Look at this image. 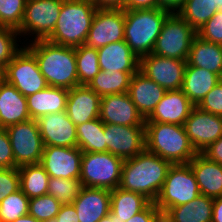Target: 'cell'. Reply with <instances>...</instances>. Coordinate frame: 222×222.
Here are the masks:
<instances>
[{
    "instance_id": "8fae6325",
    "label": "cell",
    "mask_w": 222,
    "mask_h": 222,
    "mask_svg": "<svg viewBox=\"0 0 222 222\" xmlns=\"http://www.w3.org/2000/svg\"><path fill=\"white\" fill-rule=\"evenodd\" d=\"M12 147L17 167L40 163L44 144L36 120L10 125L5 128Z\"/></svg>"
},
{
    "instance_id": "ffe728a7",
    "label": "cell",
    "mask_w": 222,
    "mask_h": 222,
    "mask_svg": "<svg viewBox=\"0 0 222 222\" xmlns=\"http://www.w3.org/2000/svg\"><path fill=\"white\" fill-rule=\"evenodd\" d=\"M194 106L181 89L166 91L145 122L184 125Z\"/></svg>"
},
{
    "instance_id": "83f0119b",
    "label": "cell",
    "mask_w": 222,
    "mask_h": 222,
    "mask_svg": "<svg viewBox=\"0 0 222 222\" xmlns=\"http://www.w3.org/2000/svg\"><path fill=\"white\" fill-rule=\"evenodd\" d=\"M187 64L217 74L222 79V45L195 36L189 51Z\"/></svg>"
},
{
    "instance_id": "52a82bcc",
    "label": "cell",
    "mask_w": 222,
    "mask_h": 222,
    "mask_svg": "<svg viewBox=\"0 0 222 222\" xmlns=\"http://www.w3.org/2000/svg\"><path fill=\"white\" fill-rule=\"evenodd\" d=\"M200 194L197 180L189 163L172 164L162 189L155 200L160 211H166L197 198Z\"/></svg>"
},
{
    "instance_id": "f35d334b",
    "label": "cell",
    "mask_w": 222,
    "mask_h": 222,
    "mask_svg": "<svg viewBox=\"0 0 222 222\" xmlns=\"http://www.w3.org/2000/svg\"><path fill=\"white\" fill-rule=\"evenodd\" d=\"M26 0H0V27H21Z\"/></svg>"
},
{
    "instance_id": "4fadbf2b",
    "label": "cell",
    "mask_w": 222,
    "mask_h": 222,
    "mask_svg": "<svg viewBox=\"0 0 222 222\" xmlns=\"http://www.w3.org/2000/svg\"><path fill=\"white\" fill-rule=\"evenodd\" d=\"M187 61L157 56L153 53L139 58V71L166 91L180 90Z\"/></svg>"
},
{
    "instance_id": "c3c4849f",
    "label": "cell",
    "mask_w": 222,
    "mask_h": 222,
    "mask_svg": "<svg viewBox=\"0 0 222 222\" xmlns=\"http://www.w3.org/2000/svg\"><path fill=\"white\" fill-rule=\"evenodd\" d=\"M158 8V0H126L125 10Z\"/></svg>"
},
{
    "instance_id": "44dd1931",
    "label": "cell",
    "mask_w": 222,
    "mask_h": 222,
    "mask_svg": "<svg viewBox=\"0 0 222 222\" xmlns=\"http://www.w3.org/2000/svg\"><path fill=\"white\" fill-rule=\"evenodd\" d=\"M111 191L103 188L82 186L73 201L79 222H99L110 211Z\"/></svg>"
},
{
    "instance_id": "816d5d0a",
    "label": "cell",
    "mask_w": 222,
    "mask_h": 222,
    "mask_svg": "<svg viewBox=\"0 0 222 222\" xmlns=\"http://www.w3.org/2000/svg\"><path fill=\"white\" fill-rule=\"evenodd\" d=\"M212 222H222V197L214 198Z\"/></svg>"
},
{
    "instance_id": "cb8c5ba5",
    "label": "cell",
    "mask_w": 222,
    "mask_h": 222,
    "mask_svg": "<svg viewBox=\"0 0 222 222\" xmlns=\"http://www.w3.org/2000/svg\"><path fill=\"white\" fill-rule=\"evenodd\" d=\"M31 119L27 109V99L13 85L0 80V127Z\"/></svg>"
},
{
    "instance_id": "8992f818",
    "label": "cell",
    "mask_w": 222,
    "mask_h": 222,
    "mask_svg": "<svg viewBox=\"0 0 222 222\" xmlns=\"http://www.w3.org/2000/svg\"><path fill=\"white\" fill-rule=\"evenodd\" d=\"M124 159L109 152H87L81 157L82 186L113 190L119 187Z\"/></svg>"
},
{
    "instance_id": "681fc988",
    "label": "cell",
    "mask_w": 222,
    "mask_h": 222,
    "mask_svg": "<svg viewBox=\"0 0 222 222\" xmlns=\"http://www.w3.org/2000/svg\"><path fill=\"white\" fill-rule=\"evenodd\" d=\"M186 0H158V8L171 13H178Z\"/></svg>"
},
{
    "instance_id": "7402d4cb",
    "label": "cell",
    "mask_w": 222,
    "mask_h": 222,
    "mask_svg": "<svg viewBox=\"0 0 222 222\" xmlns=\"http://www.w3.org/2000/svg\"><path fill=\"white\" fill-rule=\"evenodd\" d=\"M127 93L139 113L147 119L163 98L166 90L138 70L131 77Z\"/></svg>"
},
{
    "instance_id": "7dc6e473",
    "label": "cell",
    "mask_w": 222,
    "mask_h": 222,
    "mask_svg": "<svg viewBox=\"0 0 222 222\" xmlns=\"http://www.w3.org/2000/svg\"><path fill=\"white\" fill-rule=\"evenodd\" d=\"M202 154L209 160L222 165V137L211 143Z\"/></svg>"
},
{
    "instance_id": "f5cc1de1",
    "label": "cell",
    "mask_w": 222,
    "mask_h": 222,
    "mask_svg": "<svg viewBox=\"0 0 222 222\" xmlns=\"http://www.w3.org/2000/svg\"><path fill=\"white\" fill-rule=\"evenodd\" d=\"M154 222H172V219L166 211L159 210L155 214Z\"/></svg>"
},
{
    "instance_id": "db71d44e",
    "label": "cell",
    "mask_w": 222,
    "mask_h": 222,
    "mask_svg": "<svg viewBox=\"0 0 222 222\" xmlns=\"http://www.w3.org/2000/svg\"><path fill=\"white\" fill-rule=\"evenodd\" d=\"M13 222H41V221H38L33 216H30L29 214H26V215H23V216L17 218Z\"/></svg>"
},
{
    "instance_id": "11a10c76",
    "label": "cell",
    "mask_w": 222,
    "mask_h": 222,
    "mask_svg": "<svg viewBox=\"0 0 222 222\" xmlns=\"http://www.w3.org/2000/svg\"><path fill=\"white\" fill-rule=\"evenodd\" d=\"M99 222H121L118 220L117 216L109 211V214L103 217Z\"/></svg>"
},
{
    "instance_id": "7c38bea8",
    "label": "cell",
    "mask_w": 222,
    "mask_h": 222,
    "mask_svg": "<svg viewBox=\"0 0 222 222\" xmlns=\"http://www.w3.org/2000/svg\"><path fill=\"white\" fill-rule=\"evenodd\" d=\"M125 10L97 8L85 45L99 49L124 40Z\"/></svg>"
},
{
    "instance_id": "d4e9b609",
    "label": "cell",
    "mask_w": 222,
    "mask_h": 222,
    "mask_svg": "<svg viewBox=\"0 0 222 222\" xmlns=\"http://www.w3.org/2000/svg\"><path fill=\"white\" fill-rule=\"evenodd\" d=\"M102 71L137 72L139 58L124 40L97 49Z\"/></svg>"
},
{
    "instance_id": "6f0895ef",
    "label": "cell",
    "mask_w": 222,
    "mask_h": 222,
    "mask_svg": "<svg viewBox=\"0 0 222 222\" xmlns=\"http://www.w3.org/2000/svg\"><path fill=\"white\" fill-rule=\"evenodd\" d=\"M2 72L3 70L0 68V80L2 79Z\"/></svg>"
},
{
    "instance_id": "f6af8a7d",
    "label": "cell",
    "mask_w": 222,
    "mask_h": 222,
    "mask_svg": "<svg viewBox=\"0 0 222 222\" xmlns=\"http://www.w3.org/2000/svg\"><path fill=\"white\" fill-rule=\"evenodd\" d=\"M54 220L56 222H79L78 214L73 204H62Z\"/></svg>"
},
{
    "instance_id": "9f6ffc18",
    "label": "cell",
    "mask_w": 222,
    "mask_h": 222,
    "mask_svg": "<svg viewBox=\"0 0 222 222\" xmlns=\"http://www.w3.org/2000/svg\"><path fill=\"white\" fill-rule=\"evenodd\" d=\"M215 8L222 11V0H215Z\"/></svg>"
},
{
    "instance_id": "60d3db41",
    "label": "cell",
    "mask_w": 222,
    "mask_h": 222,
    "mask_svg": "<svg viewBox=\"0 0 222 222\" xmlns=\"http://www.w3.org/2000/svg\"><path fill=\"white\" fill-rule=\"evenodd\" d=\"M197 36L203 40L222 45V11L218 10L198 29Z\"/></svg>"
},
{
    "instance_id": "1f68e13d",
    "label": "cell",
    "mask_w": 222,
    "mask_h": 222,
    "mask_svg": "<svg viewBox=\"0 0 222 222\" xmlns=\"http://www.w3.org/2000/svg\"><path fill=\"white\" fill-rule=\"evenodd\" d=\"M136 72L102 71L88 85L99 96L127 93L131 77Z\"/></svg>"
},
{
    "instance_id": "bcb514c9",
    "label": "cell",
    "mask_w": 222,
    "mask_h": 222,
    "mask_svg": "<svg viewBox=\"0 0 222 222\" xmlns=\"http://www.w3.org/2000/svg\"><path fill=\"white\" fill-rule=\"evenodd\" d=\"M159 211L155 203L151 202L144 210L135 214L126 222H154L155 214Z\"/></svg>"
},
{
    "instance_id": "603a6c76",
    "label": "cell",
    "mask_w": 222,
    "mask_h": 222,
    "mask_svg": "<svg viewBox=\"0 0 222 222\" xmlns=\"http://www.w3.org/2000/svg\"><path fill=\"white\" fill-rule=\"evenodd\" d=\"M201 195L222 197V165L197 153L189 162Z\"/></svg>"
},
{
    "instance_id": "f907efd6",
    "label": "cell",
    "mask_w": 222,
    "mask_h": 222,
    "mask_svg": "<svg viewBox=\"0 0 222 222\" xmlns=\"http://www.w3.org/2000/svg\"><path fill=\"white\" fill-rule=\"evenodd\" d=\"M96 8L124 9L126 0H91Z\"/></svg>"
},
{
    "instance_id": "7bdbcfd3",
    "label": "cell",
    "mask_w": 222,
    "mask_h": 222,
    "mask_svg": "<svg viewBox=\"0 0 222 222\" xmlns=\"http://www.w3.org/2000/svg\"><path fill=\"white\" fill-rule=\"evenodd\" d=\"M201 110L222 116V80L197 105Z\"/></svg>"
},
{
    "instance_id": "f1b7e54d",
    "label": "cell",
    "mask_w": 222,
    "mask_h": 222,
    "mask_svg": "<svg viewBox=\"0 0 222 222\" xmlns=\"http://www.w3.org/2000/svg\"><path fill=\"white\" fill-rule=\"evenodd\" d=\"M214 198L199 195L197 198L175 207L166 212L172 222H212Z\"/></svg>"
},
{
    "instance_id": "2e32d148",
    "label": "cell",
    "mask_w": 222,
    "mask_h": 222,
    "mask_svg": "<svg viewBox=\"0 0 222 222\" xmlns=\"http://www.w3.org/2000/svg\"><path fill=\"white\" fill-rule=\"evenodd\" d=\"M82 154L77 146H44L40 164L49 177L79 180Z\"/></svg>"
},
{
    "instance_id": "30bf717a",
    "label": "cell",
    "mask_w": 222,
    "mask_h": 222,
    "mask_svg": "<svg viewBox=\"0 0 222 222\" xmlns=\"http://www.w3.org/2000/svg\"><path fill=\"white\" fill-rule=\"evenodd\" d=\"M64 0H26L19 36L34 35L33 41L47 40L54 31ZM22 34V35H21Z\"/></svg>"
},
{
    "instance_id": "484cf974",
    "label": "cell",
    "mask_w": 222,
    "mask_h": 222,
    "mask_svg": "<svg viewBox=\"0 0 222 222\" xmlns=\"http://www.w3.org/2000/svg\"><path fill=\"white\" fill-rule=\"evenodd\" d=\"M69 90L54 86H47L45 89L26 97L27 109L31 119L66 111Z\"/></svg>"
},
{
    "instance_id": "f546056e",
    "label": "cell",
    "mask_w": 222,
    "mask_h": 222,
    "mask_svg": "<svg viewBox=\"0 0 222 222\" xmlns=\"http://www.w3.org/2000/svg\"><path fill=\"white\" fill-rule=\"evenodd\" d=\"M151 201L145 196L117 187L111 190L110 211L119 221L126 222L144 210Z\"/></svg>"
},
{
    "instance_id": "e0dca14e",
    "label": "cell",
    "mask_w": 222,
    "mask_h": 222,
    "mask_svg": "<svg viewBox=\"0 0 222 222\" xmlns=\"http://www.w3.org/2000/svg\"><path fill=\"white\" fill-rule=\"evenodd\" d=\"M99 118L104 124L145 126V119L137 110L128 93L101 97Z\"/></svg>"
},
{
    "instance_id": "277c9868",
    "label": "cell",
    "mask_w": 222,
    "mask_h": 222,
    "mask_svg": "<svg viewBox=\"0 0 222 222\" xmlns=\"http://www.w3.org/2000/svg\"><path fill=\"white\" fill-rule=\"evenodd\" d=\"M96 10L91 0H64L54 31L47 40L69 47L84 45Z\"/></svg>"
},
{
    "instance_id": "ab89813d",
    "label": "cell",
    "mask_w": 222,
    "mask_h": 222,
    "mask_svg": "<svg viewBox=\"0 0 222 222\" xmlns=\"http://www.w3.org/2000/svg\"><path fill=\"white\" fill-rule=\"evenodd\" d=\"M16 29L0 27V68L3 70L20 50L18 48Z\"/></svg>"
},
{
    "instance_id": "ba28073f",
    "label": "cell",
    "mask_w": 222,
    "mask_h": 222,
    "mask_svg": "<svg viewBox=\"0 0 222 222\" xmlns=\"http://www.w3.org/2000/svg\"><path fill=\"white\" fill-rule=\"evenodd\" d=\"M196 35L197 32L178 13H171L163 23L152 53L187 61Z\"/></svg>"
},
{
    "instance_id": "4316f807",
    "label": "cell",
    "mask_w": 222,
    "mask_h": 222,
    "mask_svg": "<svg viewBox=\"0 0 222 222\" xmlns=\"http://www.w3.org/2000/svg\"><path fill=\"white\" fill-rule=\"evenodd\" d=\"M221 80L209 70L186 64L181 90L197 106Z\"/></svg>"
},
{
    "instance_id": "680465c9",
    "label": "cell",
    "mask_w": 222,
    "mask_h": 222,
    "mask_svg": "<svg viewBox=\"0 0 222 222\" xmlns=\"http://www.w3.org/2000/svg\"><path fill=\"white\" fill-rule=\"evenodd\" d=\"M45 222H56L55 220H49V221H45Z\"/></svg>"
},
{
    "instance_id": "5b68a950",
    "label": "cell",
    "mask_w": 222,
    "mask_h": 222,
    "mask_svg": "<svg viewBox=\"0 0 222 222\" xmlns=\"http://www.w3.org/2000/svg\"><path fill=\"white\" fill-rule=\"evenodd\" d=\"M169 14L159 8L125 10L124 41L138 58L153 52Z\"/></svg>"
},
{
    "instance_id": "5bb4252c",
    "label": "cell",
    "mask_w": 222,
    "mask_h": 222,
    "mask_svg": "<svg viewBox=\"0 0 222 222\" xmlns=\"http://www.w3.org/2000/svg\"><path fill=\"white\" fill-rule=\"evenodd\" d=\"M186 134L197 153H202L222 137V116L211 114L194 106L185 120Z\"/></svg>"
},
{
    "instance_id": "4dcf8cb0",
    "label": "cell",
    "mask_w": 222,
    "mask_h": 222,
    "mask_svg": "<svg viewBox=\"0 0 222 222\" xmlns=\"http://www.w3.org/2000/svg\"><path fill=\"white\" fill-rule=\"evenodd\" d=\"M105 124L100 118L76 126L77 147L83 152H107L104 136Z\"/></svg>"
},
{
    "instance_id": "ac0fdd59",
    "label": "cell",
    "mask_w": 222,
    "mask_h": 222,
    "mask_svg": "<svg viewBox=\"0 0 222 222\" xmlns=\"http://www.w3.org/2000/svg\"><path fill=\"white\" fill-rule=\"evenodd\" d=\"M36 121L44 146H77L76 125L69 119L66 111L47 114Z\"/></svg>"
},
{
    "instance_id": "9c48e42d",
    "label": "cell",
    "mask_w": 222,
    "mask_h": 222,
    "mask_svg": "<svg viewBox=\"0 0 222 222\" xmlns=\"http://www.w3.org/2000/svg\"><path fill=\"white\" fill-rule=\"evenodd\" d=\"M2 79L13 85L25 97L48 86L39 70L35 56L25 46L20 48L3 69Z\"/></svg>"
},
{
    "instance_id": "b9f144b4",
    "label": "cell",
    "mask_w": 222,
    "mask_h": 222,
    "mask_svg": "<svg viewBox=\"0 0 222 222\" xmlns=\"http://www.w3.org/2000/svg\"><path fill=\"white\" fill-rule=\"evenodd\" d=\"M18 167L0 168V202L8 195L20 190Z\"/></svg>"
},
{
    "instance_id": "9a60e30c",
    "label": "cell",
    "mask_w": 222,
    "mask_h": 222,
    "mask_svg": "<svg viewBox=\"0 0 222 222\" xmlns=\"http://www.w3.org/2000/svg\"><path fill=\"white\" fill-rule=\"evenodd\" d=\"M104 136L107 152L124 160L145 149V126L105 124Z\"/></svg>"
},
{
    "instance_id": "836d02e7",
    "label": "cell",
    "mask_w": 222,
    "mask_h": 222,
    "mask_svg": "<svg viewBox=\"0 0 222 222\" xmlns=\"http://www.w3.org/2000/svg\"><path fill=\"white\" fill-rule=\"evenodd\" d=\"M217 11L215 0H186L178 14L197 32Z\"/></svg>"
},
{
    "instance_id": "6da1fadb",
    "label": "cell",
    "mask_w": 222,
    "mask_h": 222,
    "mask_svg": "<svg viewBox=\"0 0 222 222\" xmlns=\"http://www.w3.org/2000/svg\"><path fill=\"white\" fill-rule=\"evenodd\" d=\"M172 164L144 149L137 156L124 160L119 187L139 193L155 202Z\"/></svg>"
},
{
    "instance_id": "74e56055",
    "label": "cell",
    "mask_w": 222,
    "mask_h": 222,
    "mask_svg": "<svg viewBox=\"0 0 222 222\" xmlns=\"http://www.w3.org/2000/svg\"><path fill=\"white\" fill-rule=\"evenodd\" d=\"M62 204L53 196L46 194L29 200V215L41 222L54 220Z\"/></svg>"
},
{
    "instance_id": "ee69618b",
    "label": "cell",
    "mask_w": 222,
    "mask_h": 222,
    "mask_svg": "<svg viewBox=\"0 0 222 222\" xmlns=\"http://www.w3.org/2000/svg\"><path fill=\"white\" fill-rule=\"evenodd\" d=\"M17 167L8 133L5 128L0 127V168Z\"/></svg>"
},
{
    "instance_id": "3957f363",
    "label": "cell",
    "mask_w": 222,
    "mask_h": 222,
    "mask_svg": "<svg viewBox=\"0 0 222 222\" xmlns=\"http://www.w3.org/2000/svg\"><path fill=\"white\" fill-rule=\"evenodd\" d=\"M145 149L171 164L189 163L197 154L184 125L145 122Z\"/></svg>"
},
{
    "instance_id": "d6a6232c",
    "label": "cell",
    "mask_w": 222,
    "mask_h": 222,
    "mask_svg": "<svg viewBox=\"0 0 222 222\" xmlns=\"http://www.w3.org/2000/svg\"><path fill=\"white\" fill-rule=\"evenodd\" d=\"M20 189L29 198L46 195L49 175L40 163L18 167Z\"/></svg>"
},
{
    "instance_id": "d6986e66",
    "label": "cell",
    "mask_w": 222,
    "mask_h": 222,
    "mask_svg": "<svg viewBox=\"0 0 222 222\" xmlns=\"http://www.w3.org/2000/svg\"><path fill=\"white\" fill-rule=\"evenodd\" d=\"M101 96L87 85H78L69 90L66 112L76 125L99 118Z\"/></svg>"
},
{
    "instance_id": "8d00e7d4",
    "label": "cell",
    "mask_w": 222,
    "mask_h": 222,
    "mask_svg": "<svg viewBox=\"0 0 222 222\" xmlns=\"http://www.w3.org/2000/svg\"><path fill=\"white\" fill-rule=\"evenodd\" d=\"M82 188L80 180L49 177L47 194L61 204H72Z\"/></svg>"
},
{
    "instance_id": "d590c367",
    "label": "cell",
    "mask_w": 222,
    "mask_h": 222,
    "mask_svg": "<svg viewBox=\"0 0 222 222\" xmlns=\"http://www.w3.org/2000/svg\"><path fill=\"white\" fill-rule=\"evenodd\" d=\"M29 198L18 190L0 202V222H13L29 213Z\"/></svg>"
},
{
    "instance_id": "e575fe53",
    "label": "cell",
    "mask_w": 222,
    "mask_h": 222,
    "mask_svg": "<svg viewBox=\"0 0 222 222\" xmlns=\"http://www.w3.org/2000/svg\"><path fill=\"white\" fill-rule=\"evenodd\" d=\"M75 56L79 85L88 86L100 72L98 51L84 44L75 47Z\"/></svg>"
},
{
    "instance_id": "7a4b0ae2",
    "label": "cell",
    "mask_w": 222,
    "mask_h": 222,
    "mask_svg": "<svg viewBox=\"0 0 222 222\" xmlns=\"http://www.w3.org/2000/svg\"><path fill=\"white\" fill-rule=\"evenodd\" d=\"M34 56L48 86L72 89L79 85L75 47L48 40L32 41L25 46Z\"/></svg>"
}]
</instances>
